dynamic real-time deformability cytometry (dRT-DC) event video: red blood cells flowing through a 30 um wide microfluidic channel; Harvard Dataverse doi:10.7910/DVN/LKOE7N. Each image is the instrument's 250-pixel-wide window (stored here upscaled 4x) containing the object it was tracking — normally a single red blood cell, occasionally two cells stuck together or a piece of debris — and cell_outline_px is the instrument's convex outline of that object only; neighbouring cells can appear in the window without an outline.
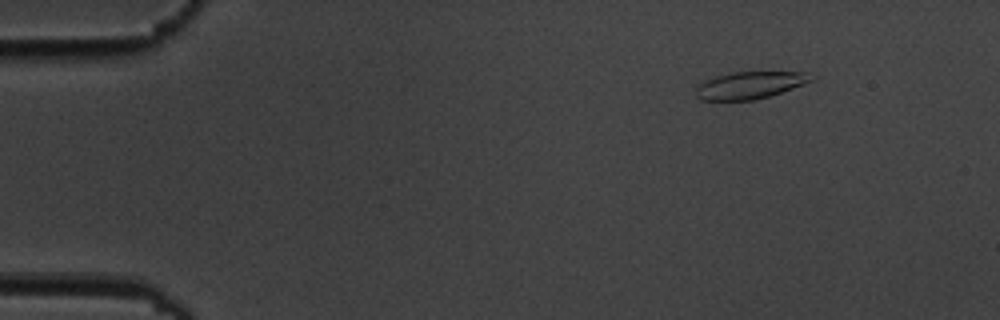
{"species": "common noctule bat (a hibernating species)", "species_latin": "Nyctalus noctula", "temperature_condition": "cold", "stored_images_in_passage": 5, "camera_frame_rate_fps": 3000, "um_per_image_px": 0.085, "animal": {"sex": "male", "body_mass_g": 19.5, "forearm_length_mm": 54.6}, "frame": {"image": 1, "passage_image": 2, "time_ms": 2.0, "image_size_px": [1000, 320], "cell_outline_px": [[816, 80], [756, 100], [700, 100], [696, 96], [696, 88], [700, 84], [716, 76], [732, 72], [804, 72], [816, 76]], "centroid_in_image_um": [63.78, 7.24], "position_along_channel_um": 21.2, "area_um2": 18.15}}